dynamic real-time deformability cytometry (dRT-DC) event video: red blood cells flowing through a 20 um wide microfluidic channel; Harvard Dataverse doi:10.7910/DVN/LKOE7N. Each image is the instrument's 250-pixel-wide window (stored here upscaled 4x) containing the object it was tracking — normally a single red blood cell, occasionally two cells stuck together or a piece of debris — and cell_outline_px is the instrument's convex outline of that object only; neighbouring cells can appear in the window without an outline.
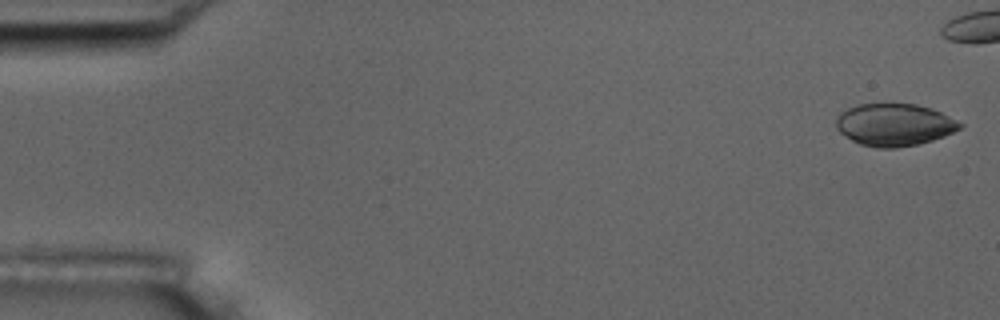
{"species": "common noctule bat (a hibernating species)", "species_latin": "Nyctalus noctula", "temperature_condition": "room temperature", "stored_images_in_passage": 6, "camera_frame_rate_fps": 3000, "um_per_image_px": 0.085, "animal": {"sex": "male", "body_mass_g": 17.5, "forearm_length_mm": 52.3}, "frame": {"image": 1, "passage_image": 1, "time_ms": 0.0, "image_size_px": [1000, 320], "cell_outline_px": [[964, 124], [960, 128], [944, 136], [932, 140], [916, 144], [896, 148], [876, 148], [860, 144], [852, 140], [840, 132], [836, 128], [836, 116], [840, 112], [848, 108], [860, 104], [916, 104], [932, 108]], "centroid_in_image_um": [75.99, 10.6], "position_along_channel_um": 9.0, "area_um2": 30.4}}